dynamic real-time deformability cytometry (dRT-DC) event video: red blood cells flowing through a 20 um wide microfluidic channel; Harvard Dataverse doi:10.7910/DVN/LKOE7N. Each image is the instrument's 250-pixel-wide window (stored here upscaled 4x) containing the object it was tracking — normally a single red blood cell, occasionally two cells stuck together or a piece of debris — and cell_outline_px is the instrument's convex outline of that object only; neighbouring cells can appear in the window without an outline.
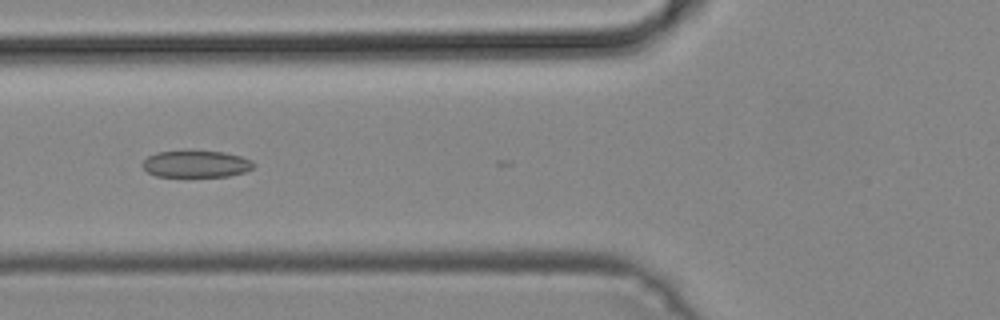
{"species": "common noctule bat (a hibernating species)", "species_latin": "Nyctalus noctula", "temperature_condition": "cold", "stored_images_in_passage": 17, "camera_frame_rate_fps": 3000, "um_per_image_px": 0.085, "animal": {"sex": "male", "body_mass_g": 19.2, "forearm_length_mm": 51.8}, "frame": {"image": 1, "passage_image": 12, "time_ms": 3.667, "image_size_px": [1000, 320], "cell_outline_px": [[256, 164], [252, 168], [244, 172], [228, 176], [156, 176], [148, 172], [140, 164], [148, 156], [156, 152], [184, 148], [188, 148], [224, 152], [240, 156], [252, 160]], "centroid_in_image_um": [16.64, 13.88], "position_along_channel_um": 109.2, "area_um2": 18.09}}
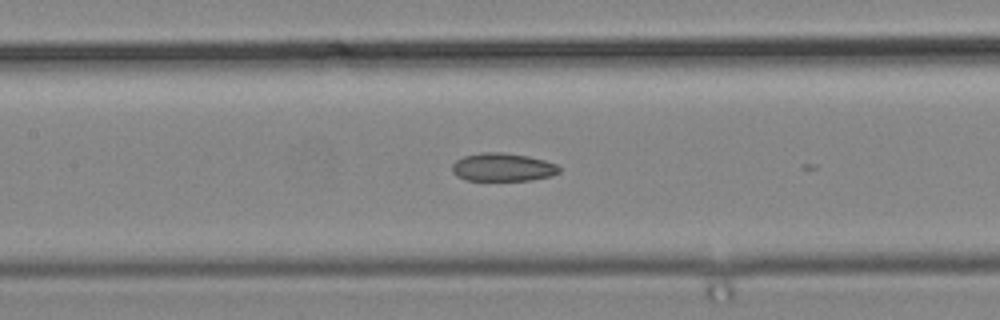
{"frame": {"image": 2, "passage_image": 16, "time_ms": 5.0, "image_size_px": [1000, 320], "cell_outline_px": [[560, 172], [552, 176], [532, 180], [464, 180], [456, 176], [452, 172], [452, 164], [456, 160], [464, 156], [480, 152], [500, 152], [528, 156], [544, 160], [556, 164], [560, 168]], "centroid_in_image_um": [42.72, 14.21], "position_along_channel_um": 164.7, "area_um2": 17.69}}